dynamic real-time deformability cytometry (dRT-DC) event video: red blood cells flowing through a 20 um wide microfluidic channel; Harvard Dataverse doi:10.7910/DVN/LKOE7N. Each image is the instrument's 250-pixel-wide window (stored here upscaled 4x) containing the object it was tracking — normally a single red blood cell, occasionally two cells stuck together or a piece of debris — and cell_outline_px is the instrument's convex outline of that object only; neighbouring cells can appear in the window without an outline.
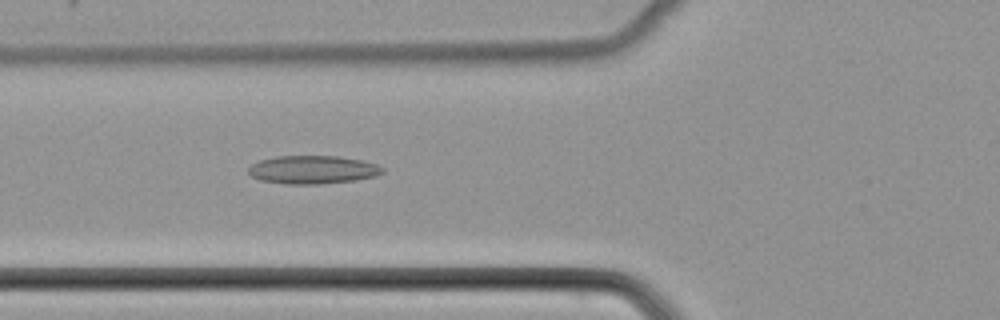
{"species": "common noctule bat (a hibernating species)", "species_latin": "Nyctalus noctula", "temperature_condition": "cold", "stored_images_in_passage": 39, "camera_frame_rate_fps": 3000, "um_per_image_px": 0.085, "animal": {"sex": "female", "body_mass_g": 22.7, "forearm_length_mm": 54.2}, "frame": {"image": 1, "passage_image": 7, "time_ms": 2.0, "image_size_px": [1000, 320], "cell_outline_px": [[384, 172], [376, 176], [356, 180], [320, 184], [284, 184], [260, 180], [252, 176], [248, 172], [248, 168], [252, 164], [260, 160], [276, 156], [340, 156], [360, 160], [376, 164], [384, 168]], "centroid_in_image_um": [26.58, 14.43], "position_along_channel_um": 99.2, "area_um2": 22.14}}
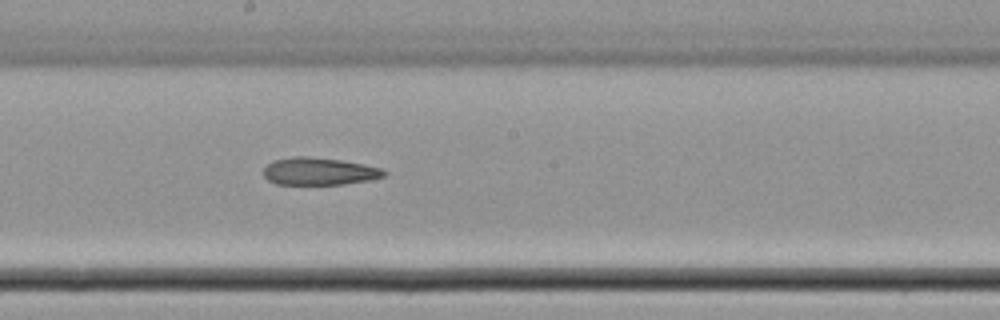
{"frame": {"image": 2, "passage_image": 16, "time_ms": 5.0, "image_size_px": [1000, 320], "cell_outline_px": [[388, 172], [384, 176], [372, 180], [344, 184], [276, 184], [268, 180], [264, 176], [264, 168], [272, 160], [292, 156], [308, 156], [340, 160], [364, 164], [380, 168]], "centroid_in_image_um": [27.13, 14.56], "position_along_channel_um": 221.1, "area_um2": 19.36}}
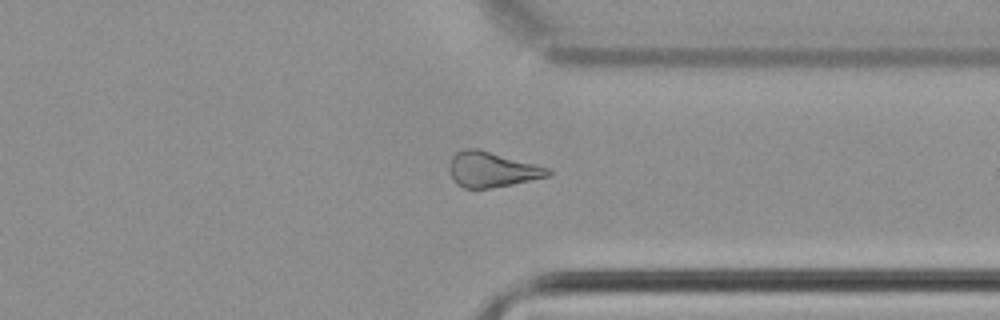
{"frame": {"image": 3, "passage_image": 27, "time_ms": 8.667, "image_size_px": [1000, 320], "cell_outline_px": [[552, 176], [512, 184], [488, 188], [464, 188], [456, 184], [452, 180], [448, 172], [448, 164], [452, 156], [456, 152], [464, 148], [480, 148], [536, 164], [548, 168], [552, 172]], "centroid_in_image_um": [41.78, 14.39], "position_along_channel_um": 369.6, "area_um2": 20.69}}